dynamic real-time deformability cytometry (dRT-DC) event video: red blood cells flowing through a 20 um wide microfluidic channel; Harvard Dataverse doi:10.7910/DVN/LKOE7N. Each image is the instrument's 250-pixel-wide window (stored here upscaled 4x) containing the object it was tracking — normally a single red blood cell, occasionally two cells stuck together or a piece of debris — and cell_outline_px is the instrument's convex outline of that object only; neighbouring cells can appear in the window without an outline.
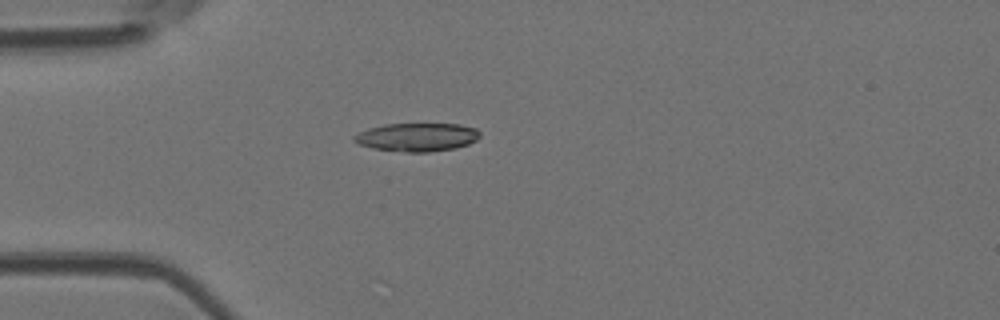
{"species": "Egyptian fruit bat (a non-hibernating species)", "species_latin": "Rousettus aegyptiacus", "temperature_condition": "room temperature", "stored_images_in_passage": 5, "camera_frame_rate_fps": 3000, "um_per_image_px": 0.085, "animal": {"sex": "female"}, "frame": {"image": 1, "passage_image": 4, "time_ms": 1.0, "image_size_px": [1000, 320], "cell_outline_px": [[480, 136], [476, 140], [468, 144], [456, 148], [428, 152], [404, 152], [372, 148], [360, 144], [352, 140], [352, 136], [368, 128], [384, 124], [460, 124], [476, 128], [480, 132]], "centroid_in_image_um": [35.45, 11.65], "position_along_channel_um": 49.6, "area_um2": 20.87}}